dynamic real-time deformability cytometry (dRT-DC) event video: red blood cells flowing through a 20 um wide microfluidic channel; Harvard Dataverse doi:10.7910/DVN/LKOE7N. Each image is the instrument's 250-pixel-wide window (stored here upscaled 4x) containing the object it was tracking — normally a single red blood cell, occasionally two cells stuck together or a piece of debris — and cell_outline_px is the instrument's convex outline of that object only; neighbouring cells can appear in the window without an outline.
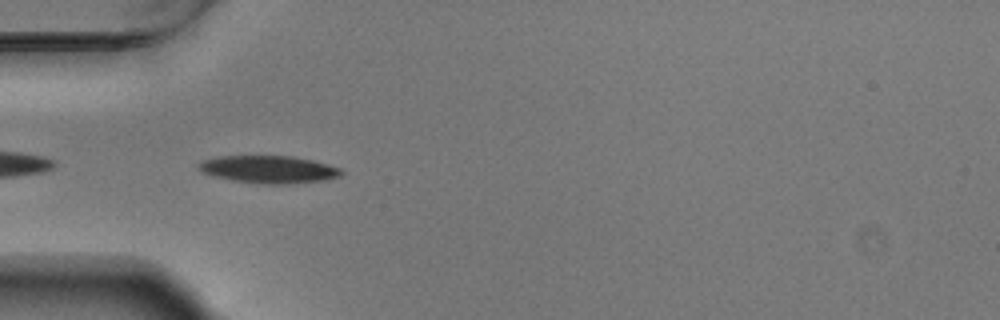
{"species": "Egyptian fruit bat (a non-hibernating species)", "species_latin": "Rousettus aegyptiacus", "temperature_condition": "warm", "stored_images_in_passage": 39, "camera_frame_rate_fps": 3000, "um_per_image_px": 0.085, "animal": {"sex": "male"}, "frame": {"image": 1, "passage_image": 2, "time_ms": 0.333, "image_size_px": [1000, 320], "cell_outline_px": [[344, 172], [340, 176], [324, 180], [292, 184], [268, 184], [232, 180], [212, 176], [196, 168], [196, 164], [204, 160], [220, 156], [292, 156], [312, 160], [328, 164], [340, 168]], "centroid_in_image_um": [22.85, 14.4], "position_along_channel_um": 62.2, "area_um2": 22.89}}
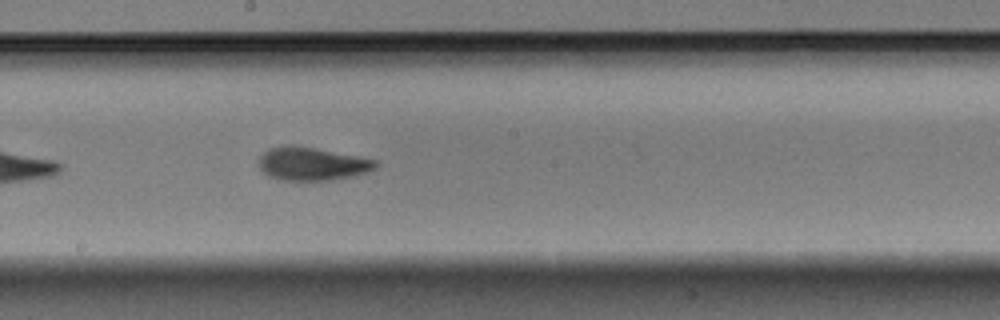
{"frame": {"image": 2, "passage_image": 15, "time_ms": 4.667, "image_size_px": [1000, 320], "cell_outline_px": [[380, 164], [376, 168], [368, 172], [356, 176], [332, 180], [280, 180], [268, 176], [260, 168], [260, 156], [268, 148], [288, 144], [316, 148], [376, 160]], "centroid_in_image_um": [26.54, 13.93], "position_along_channel_um": 221.7, "area_um2": 22.72}}
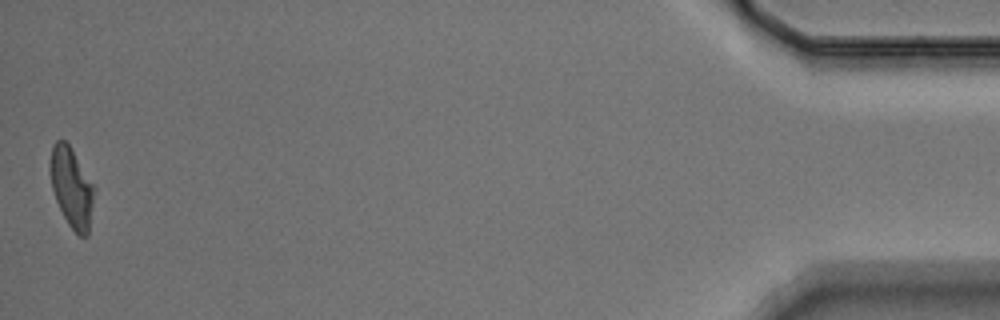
{"frame": {"image": 3, "passage_image": 39, "time_ms": 12.667, "image_size_px": [1000, 320], "cell_outline_px": [[96, 188], [88, 236], [80, 236], [68, 224], [56, 200], [52, 188], [48, 168], [48, 164], [52, 144], [56, 140], [64, 140], [68, 144]], "centroid_in_image_um": [6.08, 15.92], "position_along_channel_um": 429.1, "area_um2": 20.63}, "authors_computed_cell_mechanics": {"area_um2": 21.8484, "velocity_mm_per_s": 3.7198, "shape_relaxation_time_tau1_ms": 3.2935, "shape_relaxation_time_tau2_ms": 2.6695, "deformation_change_tau1": 0.173, "deformation_change_tau2": 0.0902}}